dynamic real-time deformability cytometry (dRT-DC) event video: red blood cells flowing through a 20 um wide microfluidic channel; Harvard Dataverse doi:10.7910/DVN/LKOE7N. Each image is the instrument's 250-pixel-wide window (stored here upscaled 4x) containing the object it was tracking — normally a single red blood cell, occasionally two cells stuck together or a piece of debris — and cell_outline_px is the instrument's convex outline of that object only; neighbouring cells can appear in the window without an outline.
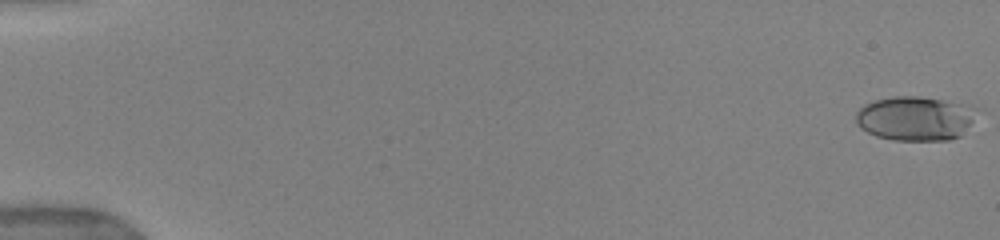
{"species": "human", "species_latin": "Homo sapiens", "temperature_condition": "warm", "stored_images_in_passage": 18, "camera_frame_rate_fps": 3000, "um_per_image_px": 0.085, "donor": {"sex": "female"}, "frame": {"image": 1, "passage_image": 1, "time_ms": 0.0, "image_size_px": [1000, 240], "cell_outline_px": [[980, 112], [960, 136], [948, 140], [892, 140], [876, 136], [860, 128], [856, 124], [856, 112], [864, 104], [876, 100], [892, 96], [920, 96], [972, 104], [980, 108]], "centroid_in_image_um": [77.85, 10.04], "position_along_channel_um": 7.1, "area_um2": 31.85}}
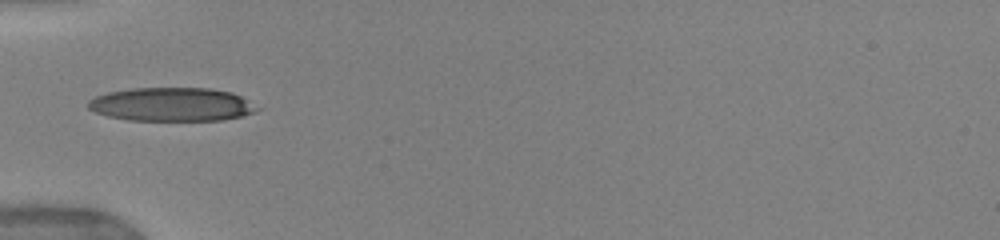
{"frame": {"image": 2, "passage_image": 7, "time_ms": 6.0, "image_size_px": [1000, 240], "cell_outline_px": [[260, 108], [256, 112], [224, 120], [128, 120], [108, 116], [96, 112], [88, 108], [88, 100], [96, 96], [108, 92], [132, 88], [208, 88], [232, 92], [240, 96]], "centroid_in_image_um": [14.59, 8.87], "position_along_channel_um": 70.4, "area_um2": 33.0}}
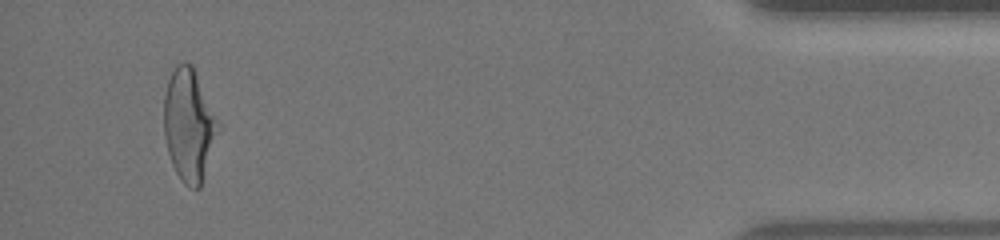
{"frame": {"image": 3, "passage_image": 17, "time_ms": 16.333, "image_size_px": [1000, 240], "cell_outline_px": [[220, 124], [200, 188], [188, 188], [184, 184], [176, 172], [172, 164], [168, 152], [164, 136], [164, 96], [168, 80], [176, 64], [192, 64]], "centroid_in_image_um": [16.04, 10.64], "position_along_channel_um": 419.2, "area_um2": 34.97}, "authors_computed_cell_mechanics": {"area_um2": 32.8015, "velocity_mm_per_s": 3.9604, "shape_relaxation_time_tau1_ms": 7.3312, "shape_relaxation_time_tau2_ms": 0.1194, "deformation_change_tau1": 0.2245, "deformation_change_tau2": 0.0526}}